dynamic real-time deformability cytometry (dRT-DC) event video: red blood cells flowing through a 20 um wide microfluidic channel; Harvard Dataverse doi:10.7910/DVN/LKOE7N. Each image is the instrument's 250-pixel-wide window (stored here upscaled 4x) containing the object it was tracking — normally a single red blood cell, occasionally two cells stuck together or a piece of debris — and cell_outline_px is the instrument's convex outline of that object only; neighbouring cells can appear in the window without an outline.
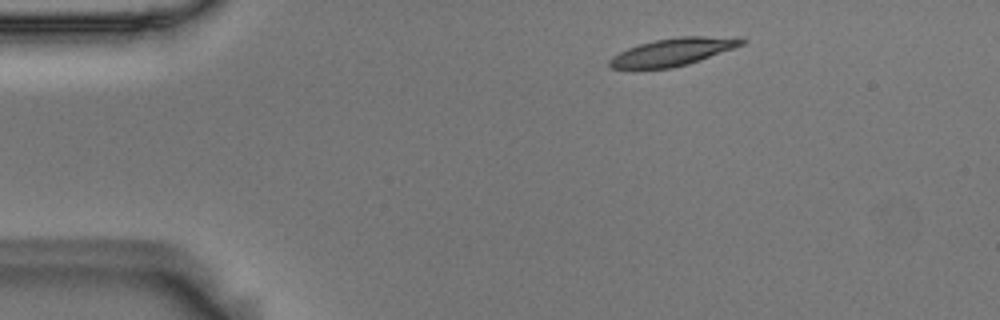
{"species": "Egyptian fruit bat (a non-hibernating species)", "species_latin": "Rousettus aegyptiacus", "temperature_condition": "room temperature", "stored_images_in_passage": 3, "camera_frame_rate_fps": 3000, "um_per_image_px": 0.085, "animal": {"sex": "male"}, "frame": {"image": 1, "passage_image": 1, "time_ms": 0.0, "image_size_px": [1000, 320], "cell_outline_px": [[748, 40], [744, 44], [700, 60], [688, 64], [672, 68], [612, 68], [608, 64], [608, 60], [612, 56], [628, 48], [640, 44], [656, 40], [680, 36], [736, 36]], "centroid_in_image_um": [57.25, 4.39], "position_along_channel_um": 27.7, "area_um2": 21.15}}
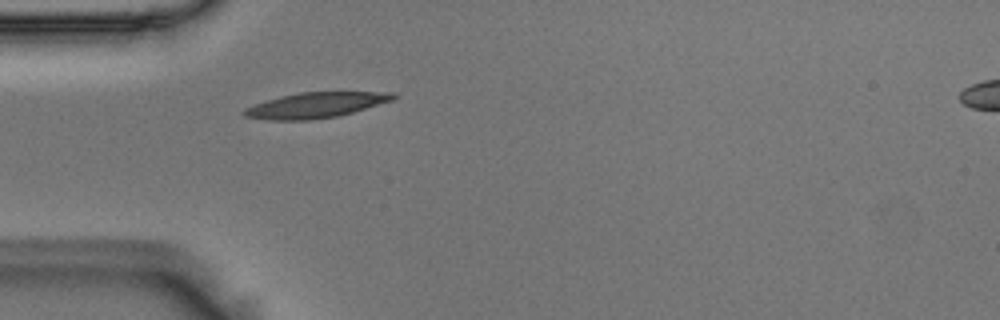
{"frame": {"image": 2, "passage_image": 3, "time_ms": 0.667, "image_size_px": [1000, 320], "cell_outline_px": [[400, 96], [396, 100], [340, 116], [312, 120], [268, 120], [244, 116], [240, 112], [244, 108], [264, 100], [280, 96], [300, 92], [396, 92]], "centroid_in_image_um": [26.88, 8.94], "position_along_channel_um": 58.1, "area_um2": 22.66}}